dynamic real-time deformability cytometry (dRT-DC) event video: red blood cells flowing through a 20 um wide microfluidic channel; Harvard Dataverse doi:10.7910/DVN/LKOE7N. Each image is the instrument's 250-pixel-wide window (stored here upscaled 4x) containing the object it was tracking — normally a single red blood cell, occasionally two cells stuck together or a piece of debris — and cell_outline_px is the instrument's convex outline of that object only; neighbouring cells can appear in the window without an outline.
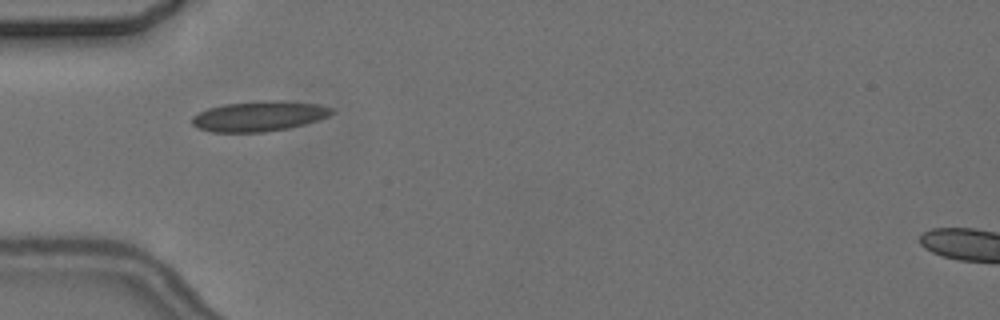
{"species": "common noctule bat (a hibernating species)", "species_latin": "Nyctalus noctula", "temperature_condition": "cold", "stored_images_in_passage": 2, "camera_frame_rate_fps": 3000, "um_per_image_px": 0.085, "animal": {"sex": "female", "body_mass_g": 24.6, "forearm_length_mm": 56.2}, "frame": {"image": 1, "passage_image": 1, "time_ms": 0.0, "image_size_px": [1000, 320], "cell_outline_px": [[336, 112], [328, 116], [304, 124], [288, 128], [264, 132], [212, 132], [196, 128], [192, 124], [192, 116], [208, 108], [224, 104], [264, 100], [280, 100], [316, 104], [332, 108]], "centroid_in_image_um": [22.0, 9.87], "position_along_channel_um": 63.0, "area_um2": 24.57}}
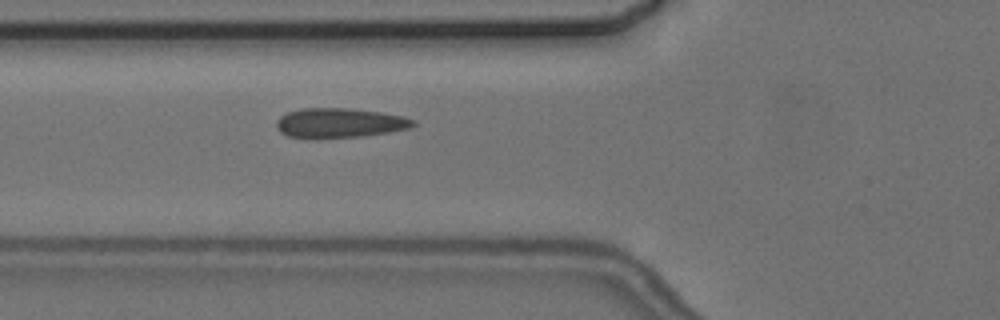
{"frame": {"image": 2, "passage_image": 2, "time_ms": 1.0, "image_size_px": [1000, 320], "cell_outline_px": [[416, 124], [412, 128], [388, 132], [360, 136], [316, 140], [288, 136], [280, 132], [276, 128], [276, 120], [280, 116], [288, 112], [300, 108], [352, 108], [380, 112], [404, 116], [416, 120]], "centroid_in_image_um": [28.84, 10.46], "position_along_channel_um": 97.0, "area_um2": 24.22}}